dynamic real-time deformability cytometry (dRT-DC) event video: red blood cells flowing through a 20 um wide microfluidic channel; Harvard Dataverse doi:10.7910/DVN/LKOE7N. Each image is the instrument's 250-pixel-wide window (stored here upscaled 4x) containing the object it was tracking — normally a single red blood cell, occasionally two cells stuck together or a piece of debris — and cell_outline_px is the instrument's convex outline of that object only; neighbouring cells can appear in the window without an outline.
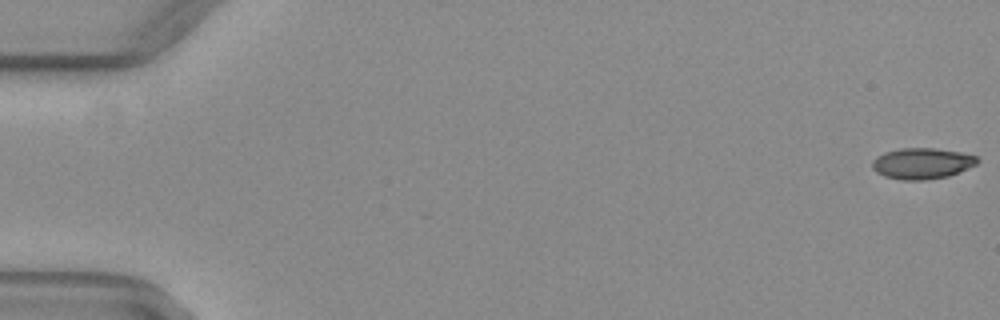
{"species": "common noctule bat (a hibernating species)", "species_latin": "Nyctalus noctula", "temperature_condition": "warm", "stored_images_in_passage": 48, "camera_frame_rate_fps": 3000, "um_per_image_px": 0.085, "animal": {"sex": "female", "body_mass_g": 29.2, "forearm_length_mm": 56.3}, "frame": {"image": 1, "passage_image": 1, "time_ms": 0.0, "image_size_px": [1000, 320], "cell_outline_px": [[980, 160], [976, 164], [948, 176], [924, 180], [900, 180], [884, 176], [876, 172], [872, 168], [872, 160], [876, 156], [884, 152], [900, 148], [936, 148], [960, 152], [976, 156]], "centroid_in_image_um": [78.33, 13.88], "position_along_channel_um": 6.7, "area_um2": 19.02}}
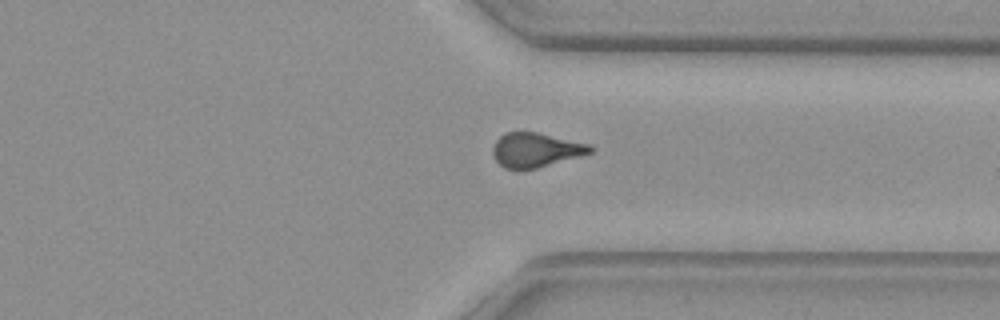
{"frame": {"image": 2, "passage_image": 40, "time_ms": 13.0, "image_size_px": [1000, 320], "cell_outline_px": [[592, 152], [580, 156], [536, 168], [504, 168], [496, 160], [492, 152], [492, 148], [496, 140], [504, 132], [536, 132], [588, 144], [592, 148]], "centroid_in_image_um": [45.5, 12.73], "position_along_channel_um": 365.9, "area_um2": 19.07}}
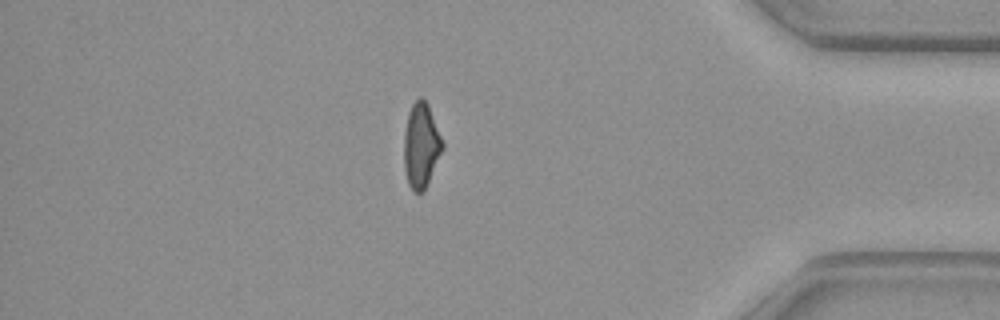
{"frame": {"image": 3, "passage_image": 45, "time_ms": 14.667, "image_size_px": [1000, 320], "cell_outline_px": [[444, 148], [424, 192], [412, 192], [408, 184], [404, 168], [404, 132], [408, 112], [412, 104], [420, 96], [428, 104], [444, 144]], "centroid_in_image_um": [35.79, 12.39], "position_along_channel_um": 399.4, "area_um2": 19.19}}